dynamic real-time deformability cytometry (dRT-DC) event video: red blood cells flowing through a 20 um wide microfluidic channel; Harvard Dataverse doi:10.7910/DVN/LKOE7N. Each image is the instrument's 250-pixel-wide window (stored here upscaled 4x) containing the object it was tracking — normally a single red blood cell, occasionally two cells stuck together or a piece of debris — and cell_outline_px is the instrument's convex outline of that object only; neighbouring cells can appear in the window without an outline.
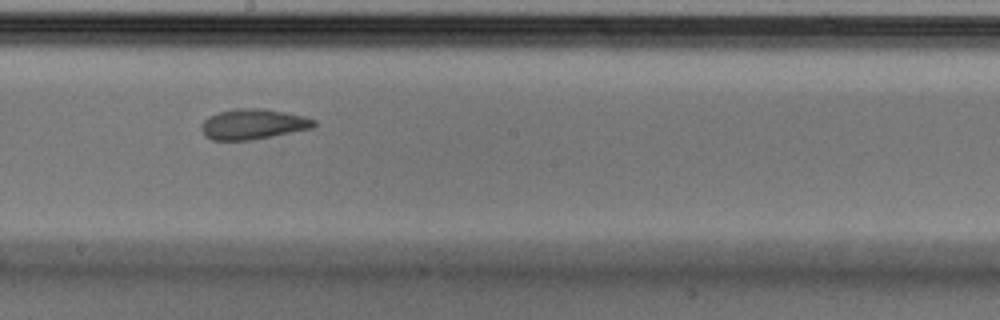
{"species": "Egyptian fruit bat (a non-hibernating species)", "species_latin": "Rousettus aegyptiacus", "temperature_condition": "cold", "stored_images_in_passage": 15, "camera_frame_rate_fps": 3000, "um_per_image_px": 0.085, "animal": {"sex": "male"}, "frame": {"image": 1, "passage_image": 9, "time_ms": 2.667, "image_size_px": [1000, 320], "cell_outline_px": [[316, 124], [312, 128], [252, 140], [212, 140], [204, 136], [200, 128], [204, 120], [208, 116], [220, 112], [236, 108], [260, 108], [284, 112], [304, 116], [316, 120]], "centroid_in_image_um": [21.48, 10.55], "position_along_channel_um": 226.7, "area_um2": 19.88}}